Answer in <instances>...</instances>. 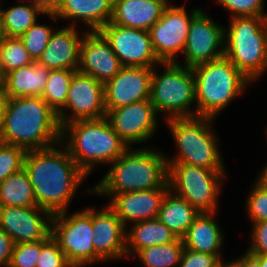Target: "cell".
I'll list each match as a JSON object with an SVG mask.
<instances>
[{"instance_id":"1","label":"cell","mask_w":267,"mask_h":267,"mask_svg":"<svg viewBox=\"0 0 267 267\" xmlns=\"http://www.w3.org/2000/svg\"><path fill=\"white\" fill-rule=\"evenodd\" d=\"M57 146L27 151L24 159L37 206L52 215L68 211L78 187L88 177L65 145L59 142Z\"/></svg>"},{"instance_id":"2","label":"cell","mask_w":267,"mask_h":267,"mask_svg":"<svg viewBox=\"0 0 267 267\" xmlns=\"http://www.w3.org/2000/svg\"><path fill=\"white\" fill-rule=\"evenodd\" d=\"M61 138L58 116L42 97L7 98L0 142L30 151L57 145Z\"/></svg>"},{"instance_id":"3","label":"cell","mask_w":267,"mask_h":267,"mask_svg":"<svg viewBox=\"0 0 267 267\" xmlns=\"http://www.w3.org/2000/svg\"><path fill=\"white\" fill-rule=\"evenodd\" d=\"M128 148L110 165V170L85 193L117 194L155 188H170L165 153L155 147ZM156 149V150H155Z\"/></svg>"},{"instance_id":"4","label":"cell","mask_w":267,"mask_h":267,"mask_svg":"<svg viewBox=\"0 0 267 267\" xmlns=\"http://www.w3.org/2000/svg\"><path fill=\"white\" fill-rule=\"evenodd\" d=\"M61 142L88 176L95 167L114 162L128 149L106 117L66 124Z\"/></svg>"},{"instance_id":"5","label":"cell","mask_w":267,"mask_h":267,"mask_svg":"<svg viewBox=\"0 0 267 267\" xmlns=\"http://www.w3.org/2000/svg\"><path fill=\"white\" fill-rule=\"evenodd\" d=\"M195 78L196 116L216 119L251 85V81L225 56L192 68Z\"/></svg>"},{"instance_id":"6","label":"cell","mask_w":267,"mask_h":267,"mask_svg":"<svg viewBox=\"0 0 267 267\" xmlns=\"http://www.w3.org/2000/svg\"><path fill=\"white\" fill-rule=\"evenodd\" d=\"M214 118L194 116L165 120L177 147L167 163H183L205 169H225L214 133Z\"/></svg>"},{"instance_id":"7","label":"cell","mask_w":267,"mask_h":267,"mask_svg":"<svg viewBox=\"0 0 267 267\" xmlns=\"http://www.w3.org/2000/svg\"><path fill=\"white\" fill-rule=\"evenodd\" d=\"M266 18L233 17L224 27V56L253 83L267 71Z\"/></svg>"},{"instance_id":"8","label":"cell","mask_w":267,"mask_h":267,"mask_svg":"<svg viewBox=\"0 0 267 267\" xmlns=\"http://www.w3.org/2000/svg\"><path fill=\"white\" fill-rule=\"evenodd\" d=\"M158 67H164V71L160 73ZM150 101L158 115L164 114L165 120L196 116V107L191 108L192 104L196 105L192 68L180 64L179 61L161 62L154 66Z\"/></svg>"},{"instance_id":"9","label":"cell","mask_w":267,"mask_h":267,"mask_svg":"<svg viewBox=\"0 0 267 267\" xmlns=\"http://www.w3.org/2000/svg\"><path fill=\"white\" fill-rule=\"evenodd\" d=\"M168 164L170 190L188 201L199 213L218 211L225 169H205L183 163ZM223 181V182H222Z\"/></svg>"},{"instance_id":"10","label":"cell","mask_w":267,"mask_h":267,"mask_svg":"<svg viewBox=\"0 0 267 267\" xmlns=\"http://www.w3.org/2000/svg\"><path fill=\"white\" fill-rule=\"evenodd\" d=\"M92 231L91 207L72 214L64 211L52 216L51 237L73 267L95 264Z\"/></svg>"},{"instance_id":"11","label":"cell","mask_w":267,"mask_h":267,"mask_svg":"<svg viewBox=\"0 0 267 267\" xmlns=\"http://www.w3.org/2000/svg\"><path fill=\"white\" fill-rule=\"evenodd\" d=\"M202 8L187 12L184 6L171 3L164 9L161 18L149 30L152 46L161 62H178V53H182L188 37L192 18Z\"/></svg>"},{"instance_id":"12","label":"cell","mask_w":267,"mask_h":267,"mask_svg":"<svg viewBox=\"0 0 267 267\" xmlns=\"http://www.w3.org/2000/svg\"><path fill=\"white\" fill-rule=\"evenodd\" d=\"M224 27L215 23L202 8L191 20L182 65L193 68L223 57Z\"/></svg>"},{"instance_id":"13","label":"cell","mask_w":267,"mask_h":267,"mask_svg":"<svg viewBox=\"0 0 267 267\" xmlns=\"http://www.w3.org/2000/svg\"><path fill=\"white\" fill-rule=\"evenodd\" d=\"M67 110L72 112L71 116L66 115ZM57 116L61 128L73 121L105 117L104 84L77 71L70 82L65 106Z\"/></svg>"},{"instance_id":"14","label":"cell","mask_w":267,"mask_h":267,"mask_svg":"<svg viewBox=\"0 0 267 267\" xmlns=\"http://www.w3.org/2000/svg\"><path fill=\"white\" fill-rule=\"evenodd\" d=\"M108 40L122 66L154 67L157 58L149 31L107 23L99 30Z\"/></svg>"},{"instance_id":"15","label":"cell","mask_w":267,"mask_h":267,"mask_svg":"<svg viewBox=\"0 0 267 267\" xmlns=\"http://www.w3.org/2000/svg\"><path fill=\"white\" fill-rule=\"evenodd\" d=\"M105 117L128 148L151 140L159 126L150 99L111 109Z\"/></svg>"},{"instance_id":"16","label":"cell","mask_w":267,"mask_h":267,"mask_svg":"<svg viewBox=\"0 0 267 267\" xmlns=\"http://www.w3.org/2000/svg\"><path fill=\"white\" fill-rule=\"evenodd\" d=\"M52 216L38 206H0V228L12 238L14 244L42 241L51 235Z\"/></svg>"},{"instance_id":"17","label":"cell","mask_w":267,"mask_h":267,"mask_svg":"<svg viewBox=\"0 0 267 267\" xmlns=\"http://www.w3.org/2000/svg\"><path fill=\"white\" fill-rule=\"evenodd\" d=\"M153 67L123 66L104 84L106 111L150 99Z\"/></svg>"},{"instance_id":"18","label":"cell","mask_w":267,"mask_h":267,"mask_svg":"<svg viewBox=\"0 0 267 267\" xmlns=\"http://www.w3.org/2000/svg\"><path fill=\"white\" fill-rule=\"evenodd\" d=\"M92 243L95 264L127 258L126 230L115 211L107 204L102 210L92 207Z\"/></svg>"},{"instance_id":"19","label":"cell","mask_w":267,"mask_h":267,"mask_svg":"<svg viewBox=\"0 0 267 267\" xmlns=\"http://www.w3.org/2000/svg\"><path fill=\"white\" fill-rule=\"evenodd\" d=\"M122 67L105 36L100 31L86 30L80 44L78 72L105 84Z\"/></svg>"},{"instance_id":"20","label":"cell","mask_w":267,"mask_h":267,"mask_svg":"<svg viewBox=\"0 0 267 267\" xmlns=\"http://www.w3.org/2000/svg\"><path fill=\"white\" fill-rule=\"evenodd\" d=\"M170 188H155L117 194H100L110 198L108 205L126 227L138 221L155 219Z\"/></svg>"},{"instance_id":"21","label":"cell","mask_w":267,"mask_h":267,"mask_svg":"<svg viewBox=\"0 0 267 267\" xmlns=\"http://www.w3.org/2000/svg\"><path fill=\"white\" fill-rule=\"evenodd\" d=\"M76 28L62 26V29H55L38 62L50 70L78 71L80 44L86 31L80 36Z\"/></svg>"},{"instance_id":"22","label":"cell","mask_w":267,"mask_h":267,"mask_svg":"<svg viewBox=\"0 0 267 267\" xmlns=\"http://www.w3.org/2000/svg\"><path fill=\"white\" fill-rule=\"evenodd\" d=\"M113 4L114 0H61L55 13L46 16L53 21L70 19L72 23L69 26L72 27H76L80 21L88 31H99L111 21Z\"/></svg>"},{"instance_id":"23","label":"cell","mask_w":267,"mask_h":267,"mask_svg":"<svg viewBox=\"0 0 267 267\" xmlns=\"http://www.w3.org/2000/svg\"><path fill=\"white\" fill-rule=\"evenodd\" d=\"M169 3L166 0H114L110 22L149 31Z\"/></svg>"},{"instance_id":"24","label":"cell","mask_w":267,"mask_h":267,"mask_svg":"<svg viewBox=\"0 0 267 267\" xmlns=\"http://www.w3.org/2000/svg\"><path fill=\"white\" fill-rule=\"evenodd\" d=\"M216 212L200 213L182 238L184 248L201 253L216 255L221 261L224 234L215 220Z\"/></svg>"},{"instance_id":"25","label":"cell","mask_w":267,"mask_h":267,"mask_svg":"<svg viewBox=\"0 0 267 267\" xmlns=\"http://www.w3.org/2000/svg\"><path fill=\"white\" fill-rule=\"evenodd\" d=\"M50 69L38 61L7 73L2 91L6 98L41 97Z\"/></svg>"},{"instance_id":"26","label":"cell","mask_w":267,"mask_h":267,"mask_svg":"<svg viewBox=\"0 0 267 267\" xmlns=\"http://www.w3.org/2000/svg\"><path fill=\"white\" fill-rule=\"evenodd\" d=\"M129 226V231H126L127 258L134 256L141 249L171 243L177 239L176 235L157 218L138 221Z\"/></svg>"},{"instance_id":"27","label":"cell","mask_w":267,"mask_h":267,"mask_svg":"<svg viewBox=\"0 0 267 267\" xmlns=\"http://www.w3.org/2000/svg\"><path fill=\"white\" fill-rule=\"evenodd\" d=\"M200 213L185 199L169 190L161 204L157 219L165 224L177 238H183Z\"/></svg>"},{"instance_id":"28","label":"cell","mask_w":267,"mask_h":267,"mask_svg":"<svg viewBox=\"0 0 267 267\" xmlns=\"http://www.w3.org/2000/svg\"><path fill=\"white\" fill-rule=\"evenodd\" d=\"M0 206H37L33 187L24 168L0 183Z\"/></svg>"},{"instance_id":"29","label":"cell","mask_w":267,"mask_h":267,"mask_svg":"<svg viewBox=\"0 0 267 267\" xmlns=\"http://www.w3.org/2000/svg\"><path fill=\"white\" fill-rule=\"evenodd\" d=\"M0 2L4 29L8 37H21L32 25L39 21V15H46L33 2L20 1L24 4L7 9L2 8V0Z\"/></svg>"},{"instance_id":"30","label":"cell","mask_w":267,"mask_h":267,"mask_svg":"<svg viewBox=\"0 0 267 267\" xmlns=\"http://www.w3.org/2000/svg\"><path fill=\"white\" fill-rule=\"evenodd\" d=\"M183 249V239L177 238L171 243L141 249L135 256L144 267H178Z\"/></svg>"},{"instance_id":"31","label":"cell","mask_w":267,"mask_h":267,"mask_svg":"<svg viewBox=\"0 0 267 267\" xmlns=\"http://www.w3.org/2000/svg\"><path fill=\"white\" fill-rule=\"evenodd\" d=\"M76 72L65 69H55L49 72L47 84L41 97L56 114L65 106L69 85Z\"/></svg>"},{"instance_id":"32","label":"cell","mask_w":267,"mask_h":267,"mask_svg":"<svg viewBox=\"0 0 267 267\" xmlns=\"http://www.w3.org/2000/svg\"><path fill=\"white\" fill-rule=\"evenodd\" d=\"M0 52L6 72L33 63L20 37H8L0 43Z\"/></svg>"},{"instance_id":"33","label":"cell","mask_w":267,"mask_h":267,"mask_svg":"<svg viewBox=\"0 0 267 267\" xmlns=\"http://www.w3.org/2000/svg\"><path fill=\"white\" fill-rule=\"evenodd\" d=\"M55 30L46 24L36 22L20 38L33 61H38Z\"/></svg>"},{"instance_id":"34","label":"cell","mask_w":267,"mask_h":267,"mask_svg":"<svg viewBox=\"0 0 267 267\" xmlns=\"http://www.w3.org/2000/svg\"><path fill=\"white\" fill-rule=\"evenodd\" d=\"M26 153L22 147L0 142V183L24 168Z\"/></svg>"},{"instance_id":"35","label":"cell","mask_w":267,"mask_h":267,"mask_svg":"<svg viewBox=\"0 0 267 267\" xmlns=\"http://www.w3.org/2000/svg\"><path fill=\"white\" fill-rule=\"evenodd\" d=\"M246 199V211L252 223L267 221V187L258 179Z\"/></svg>"},{"instance_id":"36","label":"cell","mask_w":267,"mask_h":267,"mask_svg":"<svg viewBox=\"0 0 267 267\" xmlns=\"http://www.w3.org/2000/svg\"><path fill=\"white\" fill-rule=\"evenodd\" d=\"M221 7L226 8L233 17H267L264 12L265 0H216Z\"/></svg>"},{"instance_id":"37","label":"cell","mask_w":267,"mask_h":267,"mask_svg":"<svg viewBox=\"0 0 267 267\" xmlns=\"http://www.w3.org/2000/svg\"><path fill=\"white\" fill-rule=\"evenodd\" d=\"M36 267H73L57 242L51 237L41 241V251Z\"/></svg>"},{"instance_id":"38","label":"cell","mask_w":267,"mask_h":267,"mask_svg":"<svg viewBox=\"0 0 267 267\" xmlns=\"http://www.w3.org/2000/svg\"><path fill=\"white\" fill-rule=\"evenodd\" d=\"M41 241L14 244L8 267H36Z\"/></svg>"},{"instance_id":"39","label":"cell","mask_w":267,"mask_h":267,"mask_svg":"<svg viewBox=\"0 0 267 267\" xmlns=\"http://www.w3.org/2000/svg\"><path fill=\"white\" fill-rule=\"evenodd\" d=\"M220 263L221 260L216 255L184 248L178 267H219Z\"/></svg>"},{"instance_id":"40","label":"cell","mask_w":267,"mask_h":267,"mask_svg":"<svg viewBox=\"0 0 267 267\" xmlns=\"http://www.w3.org/2000/svg\"><path fill=\"white\" fill-rule=\"evenodd\" d=\"M251 229V244L248 249L253 255L267 254V221L253 223Z\"/></svg>"},{"instance_id":"41","label":"cell","mask_w":267,"mask_h":267,"mask_svg":"<svg viewBox=\"0 0 267 267\" xmlns=\"http://www.w3.org/2000/svg\"><path fill=\"white\" fill-rule=\"evenodd\" d=\"M14 243L12 238L0 228V267H8Z\"/></svg>"},{"instance_id":"42","label":"cell","mask_w":267,"mask_h":267,"mask_svg":"<svg viewBox=\"0 0 267 267\" xmlns=\"http://www.w3.org/2000/svg\"><path fill=\"white\" fill-rule=\"evenodd\" d=\"M240 267H261L260 255H253L246 250V253L234 260Z\"/></svg>"},{"instance_id":"43","label":"cell","mask_w":267,"mask_h":267,"mask_svg":"<svg viewBox=\"0 0 267 267\" xmlns=\"http://www.w3.org/2000/svg\"><path fill=\"white\" fill-rule=\"evenodd\" d=\"M33 3L45 14H54L58 9L61 0H35Z\"/></svg>"},{"instance_id":"44","label":"cell","mask_w":267,"mask_h":267,"mask_svg":"<svg viewBox=\"0 0 267 267\" xmlns=\"http://www.w3.org/2000/svg\"><path fill=\"white\" fill-rule=\"evenodd\" d=\"M6 100H7L6 96L3 94L2 89H0V130L2 127L3 113H4Z\"/></svg>"},{"instance_id":"45","label":"cell","mask_w":267,"mask_h":267,"mask_svg":"<svg viewBox=\"0 0 267 267\" xmlns=\"http://www.w3.org/2000/svg\"><path fill=\"white\" fill-rule=\"evenodd\" d=\"M7 72L4 68L3 60H2V55L0 52V89L3 88L4 82L6 80Z\"/></svg>"},{"instance_id":"46","label":"cell","mask_w":267,"mask_h":267,"mask_svg":"<svg viewBox=\"0 0 267 267\" xmlns=\"http://www.w3.org/2000/svg\"><path fill=\"white\" fill-rule=\"evenodd\" d=\"M257 179L267 187V164L265 167L259 172Z\"/></svg>"},{"instance_id":"47","label":"cell","mask_w":267,"mask_h":267,"mask_svg":"<svg viewBox=\"0 0 267 267\" xmlns=\"http://www.w3.org/2000/svg\"><path fill=\"white\" fill-rule=\"evenodd\" d=\"M6 36L7 35L4 29L3 14L1 11V5H0V43L5 39Z\"/></svg>"},{"instance_id":"48","label":"cell","mask_w":267,"mask_h":267,"mask_svg":"<svg viewBox=\"0 0 267 267\" xmlns=\"http://www.w3.org/2000/svg\"><path fill=\"white\" fill-rule=\"evenodd\" d=\"M219 267H240V266L233 260L227 262H224L222 260Z\"/></svg>"},{"instance_id":"49","label":"cell","mask_w":267,"mask_h":267,"mask_svg":"<svg viewBox=\"0 0 267 267\" xmlns=\"http://www.w3.org/2000/svg\"><path fill=\"white\" fill-rule=\"evenodd\" d=\"M260 265L261 267H267V254L260 255Z\"/></svg>"},{"instance_id":"50","label":"cell","mask_w":267,"mask_h":267,"mask_svg":"<svg viewBox=\"0 0 267 267\" xmlns=\"http://www.w3.org/2000/svg\"><path fill=\"white\" fill-rule=\"evenodd\" d=\"M19 2L20 1H22V2H24V1H27V2H34L35 0H18Z\"/></svg>"},{"instance_id":"51","label":"cell","mask_w":267,"mask_h":267,"mask_svg":"<svg viewBox=\"0 0 267 267\" xmlns=\"http://www.w3.org/2000/svg\"><path fill=\"white\" fill-rule=\"evenodd\" d=\"M265 27H266V34H267V18H266V22H265Z\"/></svg>"}]
</instances>
